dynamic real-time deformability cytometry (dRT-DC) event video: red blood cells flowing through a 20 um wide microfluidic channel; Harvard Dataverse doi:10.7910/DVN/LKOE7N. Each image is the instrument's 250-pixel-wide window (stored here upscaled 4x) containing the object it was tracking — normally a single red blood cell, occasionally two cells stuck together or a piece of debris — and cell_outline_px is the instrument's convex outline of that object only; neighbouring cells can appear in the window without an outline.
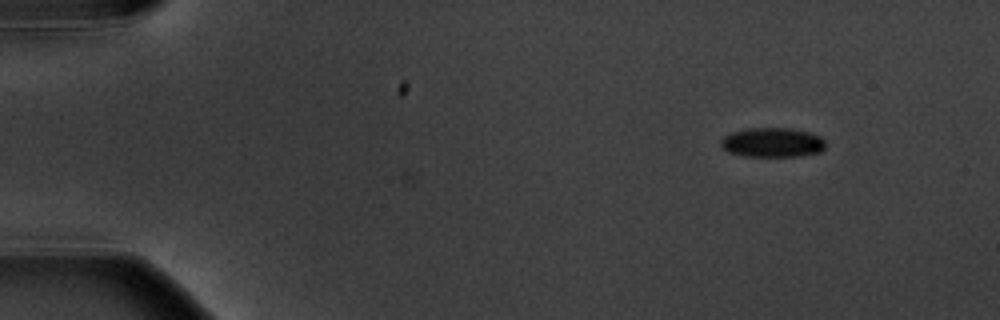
{"species": "common noctule bat (a hibernating species)", "species_latin": "Nyctalus noctula", "temperature_condition": "warm", "stored_images_in_passage": 5, "camera_frame_rate_fps": 3000, "um_per_image_px": 0.085, "animal": {"sex": "male", "body_mass_g": 20.1, "forearm_length_mm": 53.5}, "frame": {"image": 1, "passage_image": 5, "time_ms": 4.667, "image_size_px": [1000, 320], "cell_outline_px": [[824, 148], [820, 152], [800, 156], [744, 156], [728, 152], [720, 144], [720, 140], [724, 136], [732, 132], [748, 128], [788, 128], [808, 132], [820, 136], [824, 140]], "centroid_in_image_um": [65.64, 12.11], "position_along_channel_um": 19.4, "area_um2": 17.92}}